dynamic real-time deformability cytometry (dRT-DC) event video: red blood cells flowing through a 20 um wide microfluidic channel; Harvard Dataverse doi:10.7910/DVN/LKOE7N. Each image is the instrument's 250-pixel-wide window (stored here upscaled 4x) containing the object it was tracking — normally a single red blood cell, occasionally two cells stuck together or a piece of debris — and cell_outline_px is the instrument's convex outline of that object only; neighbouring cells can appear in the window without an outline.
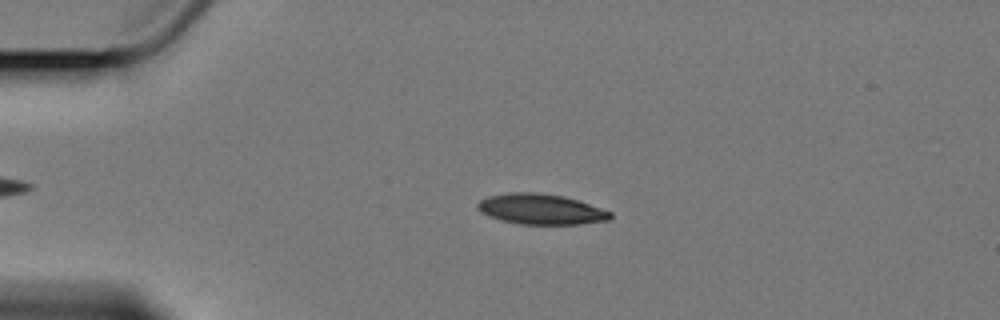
{"species": "Egyptian fruit bat (a non-hibernating species)", "species_latin": "Rousettus aegyptiacus", "temperature_condition": "cold", "stored_images_in_passage": 3, "camera_frame_rate_fps": 3000, "um_per_image_px": 0.085, "animal": {"sex": "female"}, "frame": {"image": 1, "passage_image": 2, "time_ms": 2.0, "image_size_px": [1000, 320], "cell_outline_px": [[612, 216], [608, 220], [580, 224], [520, 224], [500, 220], [476, 208], [476, 204], [480, 200], [488, 196], [508, 192], [540, 192], [564, 196], [612, 212]], "centroid_in_image_um": [45.96, 17.77], "position_along_channel_um": 39.0, "area_um2": 23.41}}